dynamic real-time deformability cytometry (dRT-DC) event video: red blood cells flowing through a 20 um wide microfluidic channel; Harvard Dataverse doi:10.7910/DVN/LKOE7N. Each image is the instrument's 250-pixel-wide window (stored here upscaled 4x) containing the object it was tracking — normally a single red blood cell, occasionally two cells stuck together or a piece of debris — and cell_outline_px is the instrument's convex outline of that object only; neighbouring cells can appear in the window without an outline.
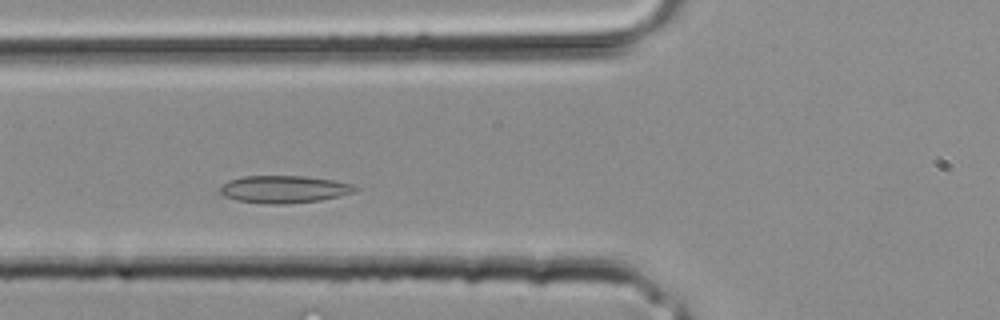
{"species": "common noctule bat (a hibernating species)", "species_latin": "Nyctalus noctula", "temperature_condition": "room temperature", "stored_images_in_passage": 22, "camera_frame_rate_fps": 3000, "um_per_image_px": 0.085, "animal": {"sex": "male", "body_mass_g": 20.4}, "frame": {"image": 1, "passage_image": 6, "time_ms": 1.667, "image_size_px": [1000, 320], "cell_outline_px": [[360, 188], [352, 192], [320, 200], [284, 204], [264, 204], [236, 200], [224, 196], [220, 192], [220, 188], [228, 180], [244, 176], [304, 176], [332, 180], [352, 184]], "centroid_in_image_um": [24.1, 16.09], "position_along_channel_um": 101.7, "area_um2": 21.39}}
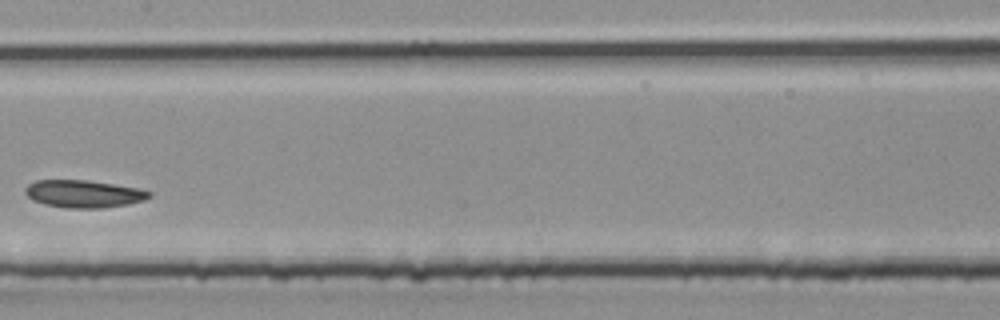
{"frame": {"image": 2, "passage_image": 11, "time_ms": 3.333, "image_size_px": [1000, 320], "cell_outline_px": [[152, 196], [144, 200], [128, 204], [104, 208], [68, 208], [44, 204], [32, 200], [24, 192], [24, 188], [28, 184], [36, 180], [88, 180], [136, 188], [152, 192]], "centroid_in_image_um": [7.09, 16.48], "position_along_channel_um": 200.3, "area_um2": 19.88}}
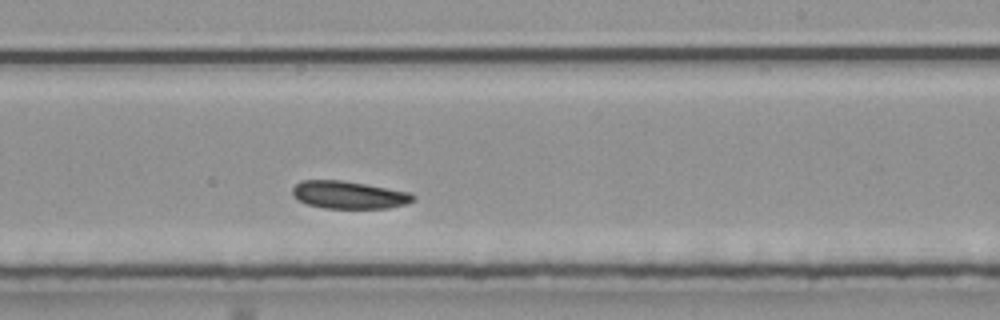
{"frame": {"image": 3, "passage_image": 14, "time_ms": 4.333, "image_size_px": [1000, 320], "cell_outline_px": [[416, 196], [412, 200], [404, 204], [388, 208], [324, 208], [308, 204], [300, 200], [292, 192], [292, 188], [300, 180], [344, 180], [412, 192]], "centroid_in_image_um": [29.68, 16.55], "position_along_channel_um": 259.3, "area_um2": 19.36}}